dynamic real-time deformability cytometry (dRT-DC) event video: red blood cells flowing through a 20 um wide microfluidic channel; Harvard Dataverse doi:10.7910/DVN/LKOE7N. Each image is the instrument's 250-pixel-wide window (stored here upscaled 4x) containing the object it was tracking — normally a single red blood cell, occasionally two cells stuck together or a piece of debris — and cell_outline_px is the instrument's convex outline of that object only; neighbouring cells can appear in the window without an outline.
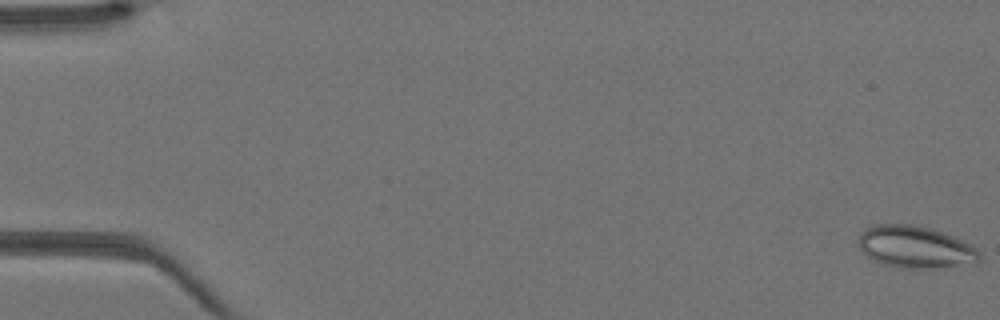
{"species": "Egyptian fruit bat (a non-hibernating species)", "species_latin": "Rousettus aegyptiacus", "temperature_condition": "warm", "stored_images_in_passage": 45, "camera_frame_rate_fps": 3000, "um_per_image_px": 0.085, "animal": {"sex": "female"}, "frame": {"image": 1, "passage_image": 1, "time_ms": 0.0, "image_size_px": [1000, 320], "cell_outline_px": [[980, 260], [976, 264], [936, 268], [900, 268], [884, 264], [868, 256], [860, 248], [856, 240], [860, 232], [864, 228], [876, 224], [912, 224], [932, 228], [972, 244], [980, 252]], "centroid_in_image_um": [77.82, 20.99], "position_along_channel_um": 7.2, "area_um2": 30.06}}
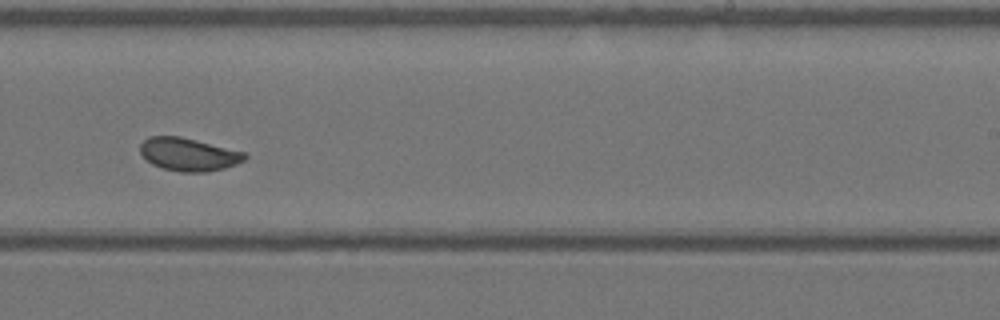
{"frame": {"image": 2, "passage_image": 28, "time_ms": 9.0, "image_size_px": [1000, 320], "cell_outline_px": [[248, 156], [244, 160], [236, 164], [224, 168], [204, 172], [180, 172], [164, 168], [152, 164], [140, 152], [140, 144], [148, 136], [180, 136], [244, 152]], "centroid_in_image_um": [16.02, 13.12], "position_along_channel_um": 273.0, "area_um2": 19.88}}
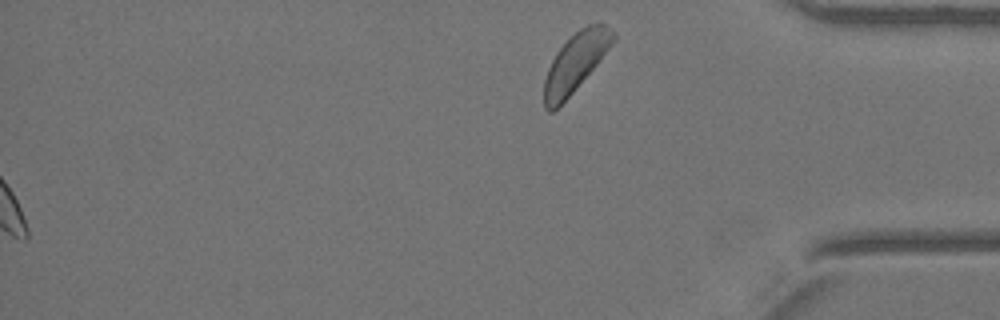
{"frame": {"image": 3, "passage_image": 45, "time_ms": 14.667, "image_size_px": [1000, 320], "cell_outline_px": [[616, 40], [596, 64], [572, 92], [552, 112], [548, 112], [544, 108], [544, 80], [548, 68], [556, 52], [580, 28], [596, 20], [600, 20], [612, 28], [616, 32]], "centroid_in_image_um": [48.95, 5.23], "position_along_channel_um": 386.2, "area_um2": 23.35}}